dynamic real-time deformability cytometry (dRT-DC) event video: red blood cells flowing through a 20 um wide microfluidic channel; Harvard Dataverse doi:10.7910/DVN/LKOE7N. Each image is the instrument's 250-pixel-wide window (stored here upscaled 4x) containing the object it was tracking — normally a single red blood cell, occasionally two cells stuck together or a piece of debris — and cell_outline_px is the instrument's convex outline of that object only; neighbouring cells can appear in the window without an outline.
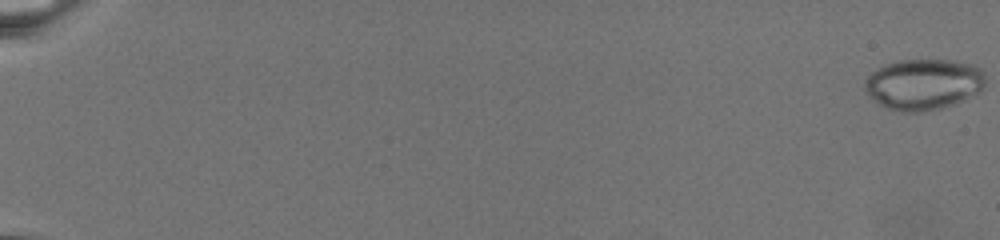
{"species": "common noctule bat (a hibernating species)", "species_latin": "Nyctalus noctula", "temperature_condition": "warm", "stored_images_in_passage": 78, "camera_frame_rate_fps": 3000, "um_per_image_px": 0.085, "animal": {"sex": "female", "body_mass_g": 19.5, "forearm_length_mm": 54.1}, "frame": {"image": 1, "passage_image": 1, "time_ms": 0.0, "image_size_px": [1000, 240], "cell_outline_px": [[984, 84], [980, 92], [964, 100], [940, 108], [924, 112], [900, 112], [888, 108], [880, 104], [868, 96], [864, 88], [864, 80], [872, 72], [896, 60], [956, 60], [972, 64], [980, 68], [984, 72]], "centroid_in_image_um": [78.5, 7.17], "position_along_channel_um": 6.5, "area_um2": 35.95}}
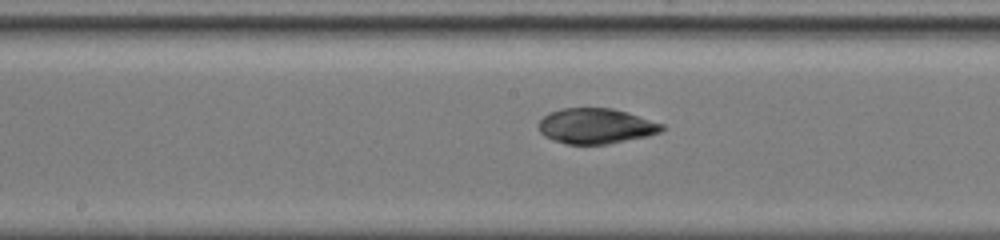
{"frame": {"image": 2, "passage_image": 45, "time_ms": 14.667, "image_size_px": [1000, 240], "cell_outline_px": [[664, 128], [660, 132], [648, 136], [608, 144], [564, 144], [552, 140], [544, 136], [540, 132], [540, 120], [548, 112], [560, 108], [612, 108], [664, 124]], "centroid_in_image_um": [50.63, 10.72], "position_along_channel_um": 197.6, "area_um2": 25.37}}
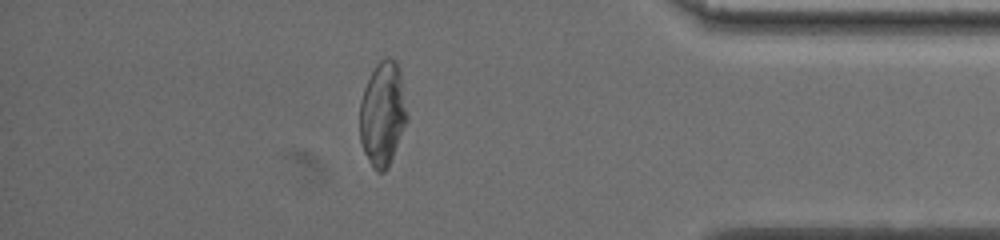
{"frame": {"image": 3, "passage_image": 69, "time_ms": 22.667, "image_size_px": [1000, 240], "cell_outline_px": [[408, 120], [388, 168], [384, 172], [376, 172], [372, 168], [364, 152], [360, 140], [360, 100], [364, 88], [376, 64], [380, 60], [388, 56], [396, 60], [400, 68], [408, 116]], "centroid_in_image_um": [32.54, 9.68], "position_along_channel_um": 402.7, "area_um2": 29.07}}